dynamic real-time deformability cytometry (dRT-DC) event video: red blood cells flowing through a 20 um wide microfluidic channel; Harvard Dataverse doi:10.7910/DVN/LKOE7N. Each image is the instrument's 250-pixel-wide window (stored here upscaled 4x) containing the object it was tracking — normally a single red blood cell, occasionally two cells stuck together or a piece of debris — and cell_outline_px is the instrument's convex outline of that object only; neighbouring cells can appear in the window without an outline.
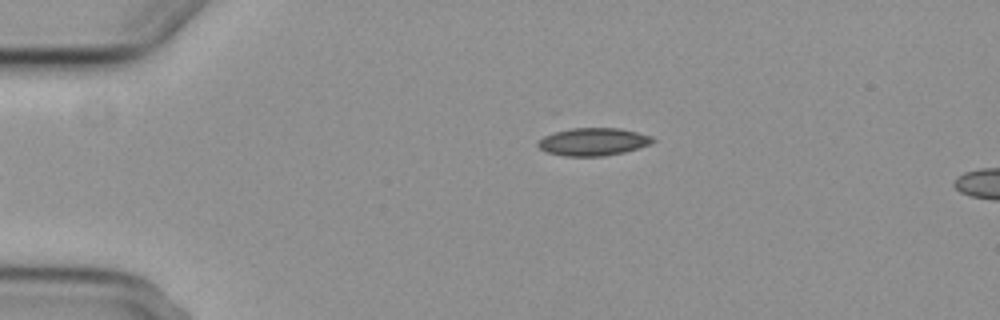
{"species": "common noctule bat (a hibernating species)", "species_latin": "Nyctalus noctula", "temperature_condition": "cold", "stored_images_in_passage": 2, "camera_frame_rate_fps": 3000, "um_per_image_px": 0.085, "animal": {"sex": "female", "body_mass_g": 29.2, "forearm_length_mm": 56.3}, "frame": {"image": 1, "passage_image": 2, "time_ms": 2.0, "image_size_px": [1000, 320], "cell_outline_px": [[656, 140], [652, 144], [624, 152], [604, 156], [564, 156], [548, 152], [540, 148], [536, 144], [544, 136], [556, 132], [572, 128], [620, 128], [652, 136]], "centroid_in_image_um": [50.46, 12.05], "position_along_channel_um": 34.5, "area_um2": 18.44}}